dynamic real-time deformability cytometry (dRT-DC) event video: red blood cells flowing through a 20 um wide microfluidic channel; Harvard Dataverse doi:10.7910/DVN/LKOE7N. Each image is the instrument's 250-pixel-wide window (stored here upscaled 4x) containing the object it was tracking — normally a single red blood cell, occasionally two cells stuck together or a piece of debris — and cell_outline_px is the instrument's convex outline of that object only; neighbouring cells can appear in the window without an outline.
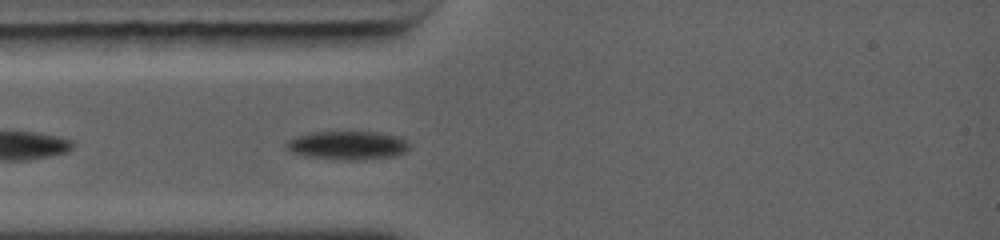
{"species": "common noctule bat (a hibernating species)", "species_latin": "Nyctalus noctula", "temperature_condition": "warm", "stored_images_in_passage": 35, "camera_frame_rate_fps": 5000, "um_per_image_px": 0.085, "animal": {"sex": "female", "body_mass_g": 19.0, "forearm_length_mm": 56.7}, "frame": {"image": 1, "passage_image": 4, "time_ms": 0.8, "image_size_px": [1000, 240], "cell_outline_px": [[408, 148], [404, 152], [396, 156], [364, 160], [348, 160], [308, 156], [292, 152], [288, 148], [288, 140], [312, 132], [372, 132], [396, 136], [404, 140], [408, 144]], "centroid_in_image_um": [29.58, 12.36], "position_along_channel_um": 55.4, "area_um2": 19.94}}
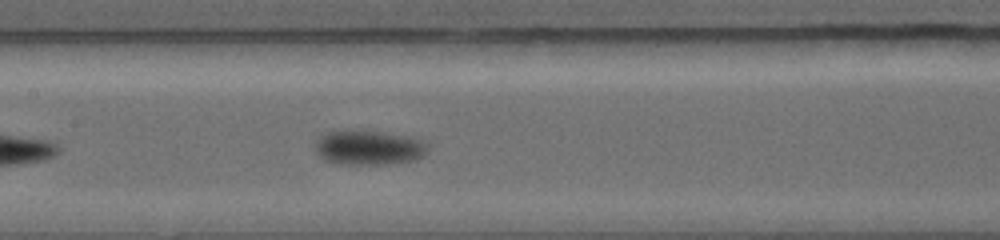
{"frame": {"image": 2, "passage_image": 14, "time_ms": 3.6, "image_size_px": [1000, 240], "cell_outline_px": [[424, 156], [416, 160], [388, 164], [344, 164], [324, 160], [316, 152], [316, 144], [324, 136], [332, 132], [372, 132], [396, 136], [412, 140], [420, 144], [424, 148]], "centroid_in_image_um": [31.26, 12.62], "position_along_channel_um": 176.1, "area_um2": 20.87}}
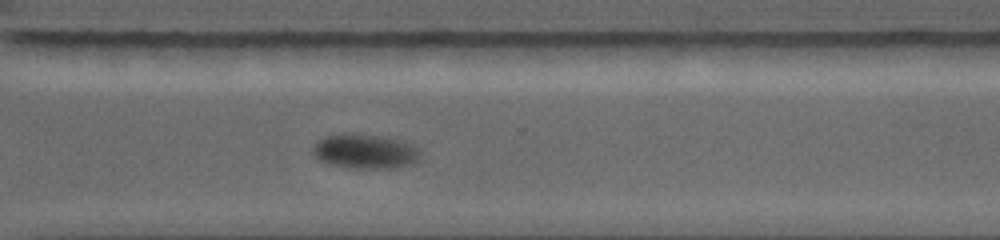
{"frame": {"image": 3, "passage_image": 28, "time_ms": 7.4, "image_size_px": [1000, 240], "cell_outline_px": [[420, 156], [412, 164], [388, 168], [348, 168], [328, 164], [320, 160], [312, 152], [312, 148], [324, 136], [384, 136], [400, 140], [412, 144], [420, 152]], "centroid_in_image_um": [31.05, 12.91], "position_along_channel_um": 339.5, "area_um2": 20.87}, "authors_computed_cell_mechanics": {"area_um2": 20.4612, "velocity_mm_per_s": 4.2979, "shape_relaxation_time_tau1_ms": 2.2468, "shape_relaxation_time_tau2_ms": null, "deformation_change_tau1": 0.0961, "deformation_change_tau2": null}}